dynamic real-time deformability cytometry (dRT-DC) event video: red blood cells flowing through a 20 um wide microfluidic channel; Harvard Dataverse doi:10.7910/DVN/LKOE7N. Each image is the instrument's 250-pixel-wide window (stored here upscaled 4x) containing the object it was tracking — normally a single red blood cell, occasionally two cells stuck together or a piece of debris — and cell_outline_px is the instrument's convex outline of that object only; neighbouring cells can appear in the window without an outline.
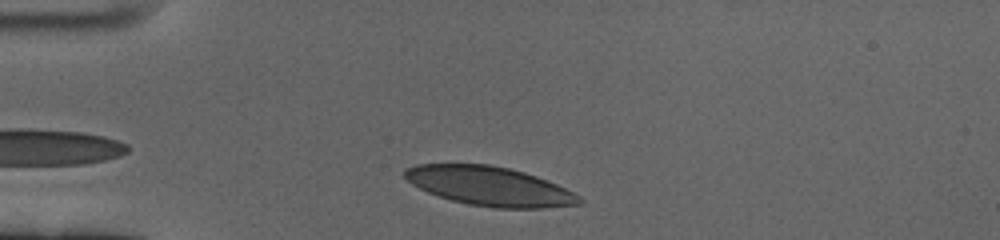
{"species": "human", "species_latin": "Homo sapiens", "temperature_condition": "cold", "stored_images_in_passage": 38, "camera_frame_rate_fps": 3000, "um_per_image_px": 0.085, "donor": {"sex": "female"}, "frame": {"image": 1, "passage_image": 3, "time_ms": 0.667, "image_size_px": [1000, 240], "cell_outline_px": [[584, 200], [580, 204], [544, 208], [492, 208], [468, 204], [452, 200], [428, 192], [412, 184], [404, 176], [404, 168], [416, 164], [488, 164], [508, 168], [524, 172], [536, 176], [556, 184], [580, 196]], "centroid_in_image_um": [41.61, 15.82], "position_along_channel_um": 43.4, "area_um2": 39.65}}
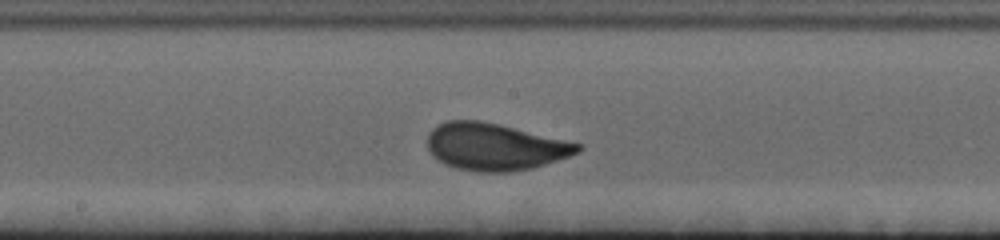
{"frame": {"image": 2, "passage_image": 20, "time_ms": 6.333, "image_size_px": [1000, 240], "cell_outline_px": [[584, 148], [580, 152], [532, 168], [512, 172], [476, 172], [456, 168], [444, 164], [432, 156], [428, 148], [428, 132], [436, 124], [448, 120], [480, 120], [580, 144]], "centroid_in_image_um": [41.99, 12.48], "position_along_channel_um": 206.2, "area_um2": 41.04}}
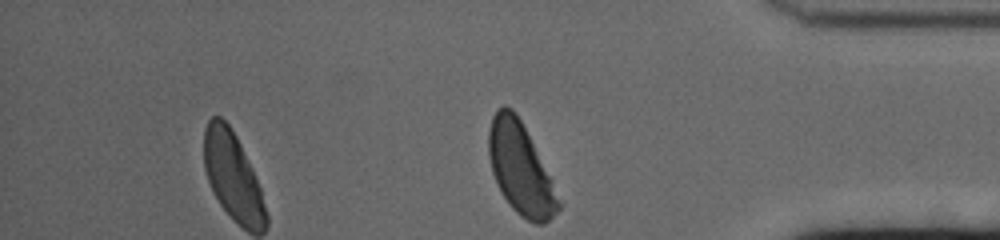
{"frame": {"image": 3, "passage_image": 38, "time_ms": 12.333, "image_size_px": [1000, 240], "cell_outline_px": [[560, 208], [544, 224], [536, 224], [520, 216], [508, 204], [492, 172], [488, 156], [488, 128], [492, 116], [496, 108], [504, 104], [512, 108], [516, 112], [552, 180], [560, 200]], "centroid_in_image_um": [44.21, 14.31], "position_along_channel_um": 391.0, "area_um2": 36.88}, "authors_computed_cell_mechanics": {"area_um2": 39.6219, "velocity_mm_per_s": 3.3661, "shape_relaxation_time_tau1_ms": 2.9865, "shape_relaxation_time_tau2_ms": null, "deformation_change_tau1": 0.126, "deformation_change_tau2": null}}